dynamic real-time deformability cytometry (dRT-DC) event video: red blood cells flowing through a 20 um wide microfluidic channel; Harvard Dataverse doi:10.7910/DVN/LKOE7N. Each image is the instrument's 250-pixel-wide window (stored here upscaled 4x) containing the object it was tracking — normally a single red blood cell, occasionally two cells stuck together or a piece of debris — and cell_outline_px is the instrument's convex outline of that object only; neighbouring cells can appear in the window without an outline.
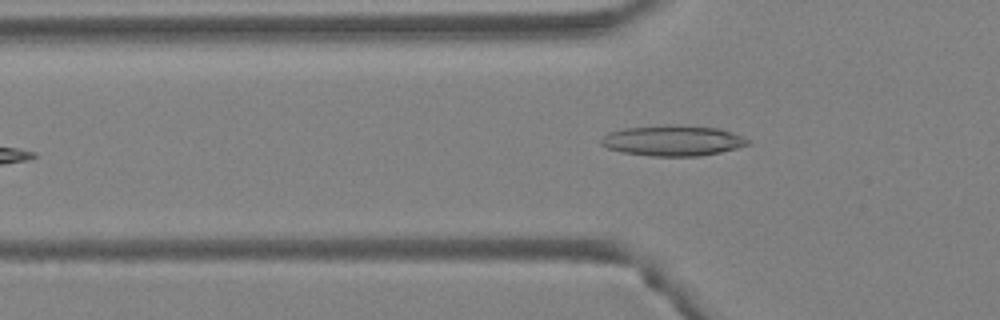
{"species": "Egyptian fruit bat (a non-hibernating species)", "species_latin": "Rousettus aegyptiacus", "temperature_condition": "warm", "stored_images_in_passage": 5, "camera_frame_rate_fps": 3000, "um_per_image_px": 0.085, "animal": {"sex": "female"}, "frame": {"image": 1, "passage_image": 5, "time_ms": 1.333, "image_size_px": [1000, 320], "cell_outline_px": [[752, 144], [720, 152], [700, 156], [652, 156], [624, 152], [608, 148], [600, 144], [600, 140], [608, 132], [624, 128], [664, 124], [676, 124], [716, 128], [732, 132], [748, 140]], "centroid_in_image_um": [57.17, 11.94], "position_along_channel_um": 68.6, "area_um2": 26.18}}